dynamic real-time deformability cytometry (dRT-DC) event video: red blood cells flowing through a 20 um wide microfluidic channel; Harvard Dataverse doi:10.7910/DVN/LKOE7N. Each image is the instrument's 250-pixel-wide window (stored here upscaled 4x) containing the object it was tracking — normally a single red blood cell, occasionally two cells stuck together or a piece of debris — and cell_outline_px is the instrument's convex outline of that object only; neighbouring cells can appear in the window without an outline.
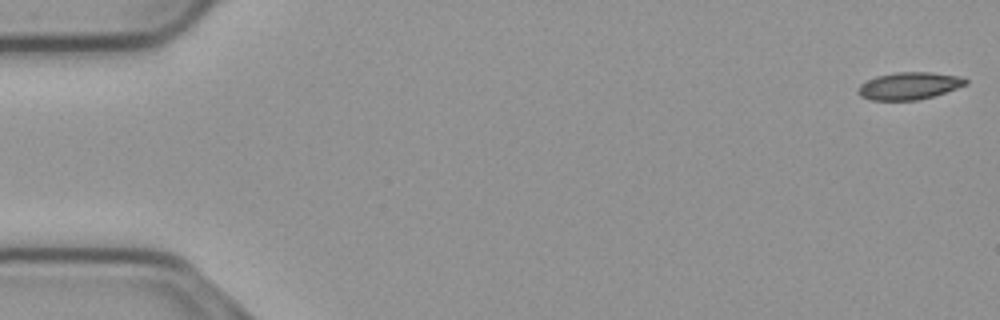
{"species": "common noctule bat (a hibernating species)", "species_latin": "Nyctalus noctula", "temperature_condition": "cold", "stored_images_in_passage": 15, "camera_frame_rate_fps": 3000, "um_per_image_px": 0.085, "animal": {"sex": "male", "body_mass_g": 23.1, "forearm_length_mm": 52.7}, "frame": {"image": 1, "passage_image": 1, "time_ms": 0.0, "image_size_px": [1000, 320], "cell_outline_px": [[968, 84], [932, 96], [916, 100], [872, 100], [860, 96], [856, 92], [856, 88], [860, 84], [876, 76], [896, 72], [932, 72], [964, 76], [968, 80]], "centroid_in_image_um": [77.27, 7.28], "position_along_channel_um": 7.7, "area_um2": 17.22}}
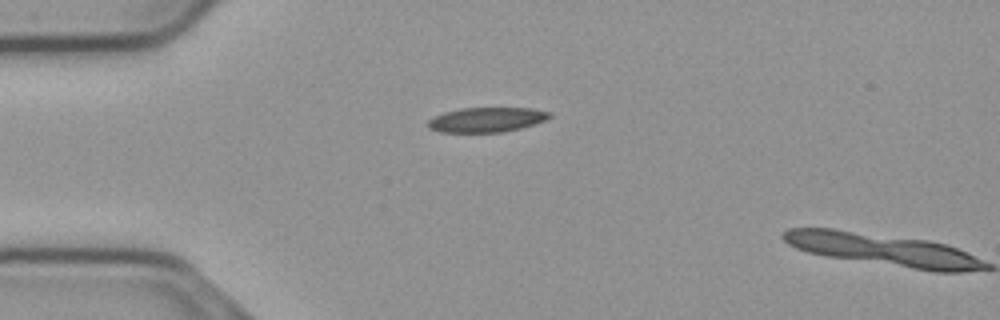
{"frame": {"image": 2, "passage_image": 14, "time_ms": 4.333, "image_size_px": [1000, 320], "cell_outline_px": [[552, 116], [536, 124], [520, 128], [500, 132], [440, 132], [428, 128], [428, 120], [444, 112], [460, 108], [532, 108], [552, 112]], "centroid_in_image_um": [41.38, 10.17], "position_along_channel_um": 43.6, "area_um2": 17.51}}